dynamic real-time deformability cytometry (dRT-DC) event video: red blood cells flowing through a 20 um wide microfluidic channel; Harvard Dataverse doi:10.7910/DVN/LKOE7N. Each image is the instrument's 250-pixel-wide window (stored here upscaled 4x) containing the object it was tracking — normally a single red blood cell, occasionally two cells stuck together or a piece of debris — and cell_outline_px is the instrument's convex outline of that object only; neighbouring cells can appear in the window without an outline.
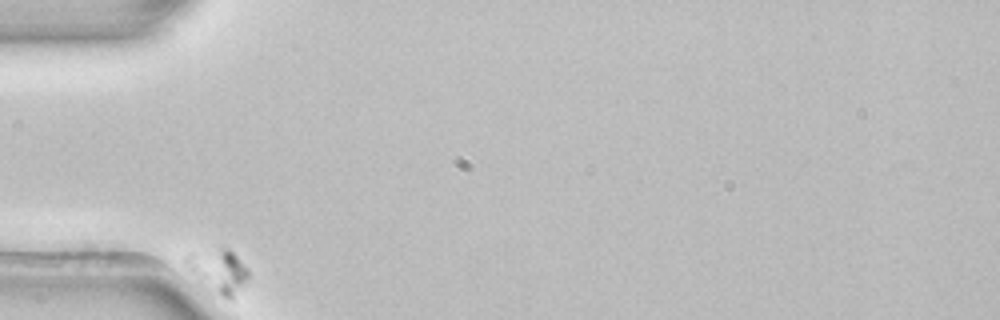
{"species": "common noctule bat (a hibernating species)", "species_latin": "Nyctalus noctula", "temperature_condition": "room temperature", "stored_images_in_passage": 40, "camera_frame_rate_fps": 3000, "um_per_image_px": 0.085, "animal": {"sex": "female", "body_mass_g": 22.7, "forearm_length_mm": 54.2}, "frame": {"image": 1, "passage_image": 1, "time_ms": 0.0, "image_size_px": [1000, 320], "cell_outline_px": [[248, 280], [232, 300], [228, 300], [220, 296], [200, 284], [180, 260], [188, 252], [220, 248], [228, 248], [248, 268]], "centroid_in_image_um": [18.5, 23.03], "position_along_channel_um": 66.5, "area_um2": 16.42}}
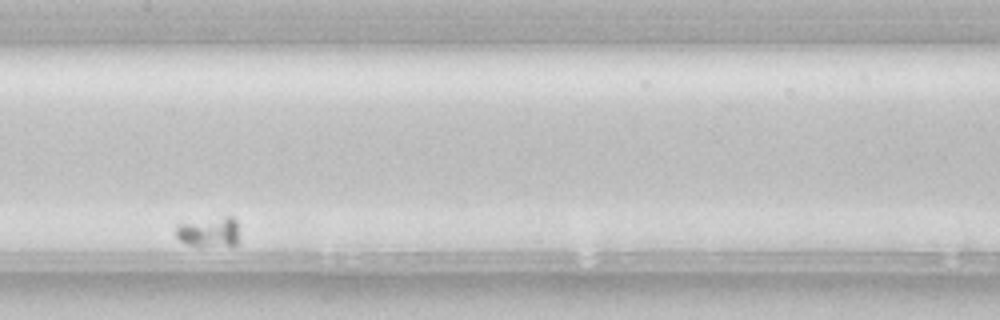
{"frame": {"image": 2, "passage_image": 19, "time_ms": 6.0, "image_size_px": [1000, 320], "cell_outline_px": [[236, 244], [188, 244], [180, 240], [176, 236], [176, 228], [180, 224], [224, 216], [232, 216], [236, 220]], "centroid_in_image_um": [17.75, 19.67], "position_along_channel_um": 189.7, "area_um2": 10.23}}
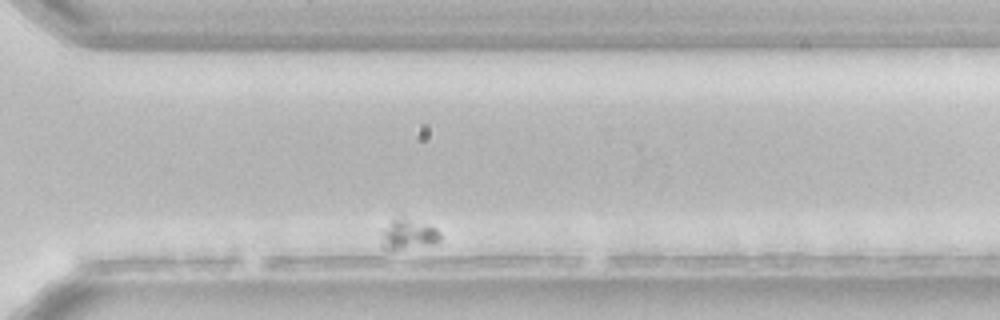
{"frame": {"image": 3, "passage_image": 36, "time_ms": 11.667, "image_size_px": [1000, 320], "cell_outline_px": [[440, 240], [436, 244], [392, 252], [388, 248], [384, 236], [384, 228], [392, 220], [404, 216], [436, 228], [440, 232]], "centroid_in_image_um": [34.81, 19.93], "position_along_channel_um": 335.8, "area_um2": 10.23}}